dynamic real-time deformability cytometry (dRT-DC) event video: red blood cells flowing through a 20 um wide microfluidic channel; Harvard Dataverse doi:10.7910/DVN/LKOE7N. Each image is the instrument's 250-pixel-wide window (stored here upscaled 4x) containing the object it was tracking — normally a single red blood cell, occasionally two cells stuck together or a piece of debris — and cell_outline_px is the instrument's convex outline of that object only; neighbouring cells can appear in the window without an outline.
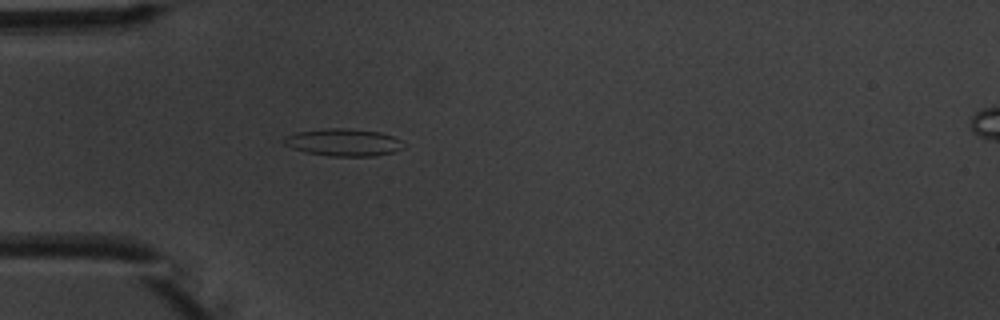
{"species": "common noctule bat (a hibernating species)", "species_latin": "Nyctalus noctula", "temperature_condition": "warm", "stored_images_in_passage": 4, "camera_frame_rate_fps": 3000, "um_per_image_px": 0.085, "animal": {"sex": "male", "body_mass_g": 20.1, "forearm_length_mm": 53.5}, "frame": {"image": 1, "passage_image": 4, "time_ms": 4.333, "image_size_px": [1000, 320], "cell_outline_px": [[404, 148], [392, 152], [376, 156], [328, 156], [304, 152], [292, 148], [284, 144], [284, 140], [288, 136], [296, 132], [328, 128], [344, 128], [380, 132], [392, 136], [400, 140]], "centroid_in_image_um": [29.2, 12.11], "position_along_channel_um": 55.8, "area_um2": 18.9}}